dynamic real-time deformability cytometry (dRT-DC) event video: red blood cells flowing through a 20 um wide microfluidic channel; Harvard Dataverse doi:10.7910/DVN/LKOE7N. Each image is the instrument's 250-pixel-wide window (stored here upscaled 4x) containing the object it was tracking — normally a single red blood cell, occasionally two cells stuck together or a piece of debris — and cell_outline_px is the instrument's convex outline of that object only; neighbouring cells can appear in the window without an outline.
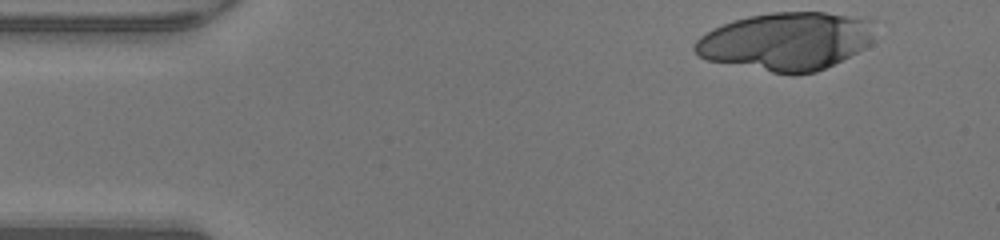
{"species": "human", "species_latin": "Homo sapiens", "temperature_condition": "warm", "stored_images_in_passage": 32, "camera_frame_rate_fps": 3000, "um_per_image_px": 0.085, "donor": {"sex": "male"}, "frame": {"image": 1, "passage_image": 1, "time_ms": 0.0, "image_size_px": [1000, 240], "cell_outline_px": [[880, 20], [872, 40], [864, 48], [816, 72], [796, 76], [792, 76], [708, 60], [700, 56], [692, 48], [696, 40], [700, 36], [712, 28], [732, 20], [748, 16], [772, 12], [824, 12], [868, 16]], "centroid_in_image_um": [66.92, 3.48], "position_along_channel_um": 18.1, "area_um2": 61.96}}
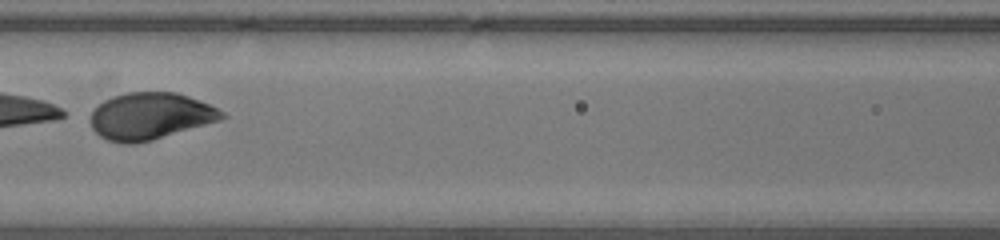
{"frame": {"image": 2, "passage_image": 18, "time_ms": 5.667, "image_size_px": [1000, 240], "cell_outline_px": [[228, 116], [220, 120], [152, 140], [132, 144], [124, 144], [108, 140], [100, 136], [92, 128], [88, 120], [92, 112], [104, 100], [112, 96], [128, 92], [176, 92], [188, 96], [208, 104], [224, 112]], "centroid_in_image_um": [12.74, 9.87], "position_along_channel_um": 153.9, "area_um2": 35.78}}